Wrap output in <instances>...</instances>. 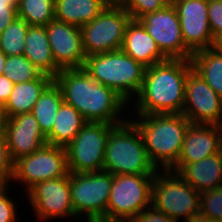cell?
<instances>
[{
  "label": "cell",
  "mask_w": 222,
  "mask_h": 222,
  "mask_svg": "<svg viewBox=\"0 0 222 222\" xmlns=\"http://www.w3.org/2000/svg\"><path fill=\"white\" fill-rule=\"evenodd\" d=\"M139 129L149 159L158 170H169L178 160L190 121L183 113L138 115Z\"/></svg>",
  "instance_id": "3"
},
{
  "label": "cell",
  "mask_w": 222,
  "mask_h": 222,
  "mask_svg": "<svg viewBox=\"0 0 222 222\" xmlns=\"http://www.w3.org/2000/svg\"><path fill=\"white\" fill-rule=\"evenodd\" d=\"M185 45L194 53L212 48L214 37L208 20V0H175Z\"/></svg>",
  "instance_id": "15"
},
{
  "label": "cell",
  "mask_w": 222,
  "mask_h": 222,
  "mask_svg": "<svg viewBox=\"0 0 222 222\" xmlns=\"http://www.w3.org/2000/svg\"><path fill=\"white\" fill-rule=\"evenodd\" d=\"M5 138L13 161L32 154L47 144L46 136L32 113H21L7 118Z\"/></svg>",
  "instance_id": "17"
},
{
  "label": "cell",
  "mask_w": 222,
  "mask_h": 222,
  "mask_svg": "<svg viewBox=\"0 0 222 222\" xmlns=\"http://www.w3.org/2000/svg\"><path fill=\"white\" fill-rule=\"evenodd\" d=\"M222 151V127L190 123L176 163L198 162Z\"/></svg>",
  "instance_id": "18"
},
{
  "label": "cell",
  "mask_w": 222,
  "mask_h": 222,
  "mask_svg": "<svg viewBox=\"0 0 222 222\" xmlns=\"http://www.w3.org/2000/svg\"><path fill=\"white\" fill-rule=\"evenodd\" d=\"M16 6L13 0H0V34L18 17Z\"/></svg>",
  "instance_id": "35"
},
{
  "label": "cell",
  "mask_w": 222,
  "mask_h": 222,
  "mask_svg": "<svg viewBox=\"0 0 222 222\" xmlns=\"http://www.w3.org/2000/svg\"><path fill=\"white\" fill-rule=\"evenodd\" d=\"M200 213L214 221H222V186L200 193Z\"/></svg>",
  "instance_id": "30"
},
{
  "label": "cell",
  "mask_w": 222,
  "mask_h": 222,
  "mask_svg": "<svg viewBox=\"0 0 222 222\" xmlns=\"http://www.w3.org/2000/svg\"><path fill=\"white\" fill-rule=\"evenodd\" d=\"M7 56L0 50V75H3Z\"/></svg>",
  "instance_id": "40"
},
{
  "label": "cell",
  "mask_w": 222,
  "mask_h": 222,
  "mask_svg": "<svg viewBox=\"0 0 222 222\" xmlns=\"http://www.w3.org/2000/svg\"><path fill=\"white\" fill-rule=\"evenodd\" d=\"M169 170L177 172L199 193L222 186V151L198 162L175 163Z\"/></svg>",
  "instance_id": "19"
},
{
  "label": "cell",
  "mask_w": 222,
  "mask_h": 222,
  "mask_svg": "<svg viewBox=\"0 0 222 222\" xmlns=\"http://www.w3.org/2000/svg\"><path fill=\"white\" fill-rule=\"evenodd\" d=\"M45 28L55 63L61 69L83 68L86 54L80 27L54 19Z\"/></svg>",
  "instance_id": "16"
},
{
  "label": "cell",
  "mask_w": 222,
  "mask_h": 222,
  "mask_svg": "<svg viewBox=\"0 0 222 222\" xmlns=\"http://www.w3.org/2000/svg\"><path fill=\"white\" fill-rule=\"evenodd\" d=\"M42 73L24 55L7 56L3 75L15 83L30 82Z\"/></svg>",
  "instance_id": "29"
},
{
  "label": "cell",
  "mask_w": 222,
  "mask_h": 222,
  "mask_svg": "<svg viewBox=\"0 0 222 222\" xmlns=\"http://www.w3.org/2000/svg\"><path fill=\"white\" fill-rule=\"evenodd\" d=\"M6 185H7V184H6L4 181L0 180V191H1Z\"/></svg>",
  "instance_id": "42"
},
{
  "label": "cell",
  "mask_w": 222,
  "mask_h": 222,
  "mask_svg": "<svg viewBox=\"0 0 222 222\" xmlns=\"http://www.w3.org/2000/svg\"><path fill=\"white\" fill-rule=\"evenodd\" d=\"M214 48L222 54V38L215 42Z\"/></svg>",
  "instance_id": "41"
},
{
  "label": "cell",
  "mask_w": 222,
  "mask_h": 222,
  "mask_svg": "<svg viewBox=\"0 0 222 222\" xmlns=\"http://www.w3.org/2000/svg\"><path fill=\"white\" fill-rule=\"evenodd\" d=\"M85 124L83 116L73 106L63 101L53 127L46 135L47 144L66 147Z\"/></svg>",
  "instance_id": "24"
},
{
  "label": "cell",
  "mask_w": 222,
  "mask_h": 222,
  "mask_svg": "<svg viewBox=\"0 0 222 222\" xmlns=\"http://www.w3.org/2000/svg\"><path fill=\"white\" fill-rule=\"evenodd\" d=\"M53 80L51 76L42 73L30 82L15 83L8 101L1 108L5 116L9 118L21 113H31L41 93Z\"/></svg>",
  "instance_id": "22"
},
{
  "label": "cell",
  "mask_w": 222,
  "mask_h": 222,
  "mask_svg": "<svg viewBox=\"0 0 222 222\" xmlns=\"http://www.w3.org/2000/svg\"><path fill=\"white\" fill-rule=\"evenodd\" d=\"M83 69L130 103L142 88L146 67L122 50H116L86 57Z\"/></svg>",
  "instance_id": "5"
},
{
  "label": "cell",
  "mask_w": 222,
  "mask_h": 222,
  "mask_svg": "<svg viewBox=\"0 0 222 222\" xmlns=\"http://www.w3.org/2000/svg\"><path fill=\"white\" fill-rule=\"evenodd\" d=\"M191 62L193 69L222 98V54L214 47L197 50Z\"/></svg>",
  "instance_id": "25"
},
{
  "label": "cell",
  "mask_w": 222,
  "mask_h": 222,
  "mask_svg": "<svg viewBox=\"0 0 222 222\" xmlns=\"http://www.w3.org/2000/svg\"><path fill=\"white\" fill-rule=\"evenodd\" d=\"M25 40L23 55L54 79L62 69L55 63L45 26H29Z\"/></svg>",
  "instance_id": "21"
},
{
  "label": "cell",
  "mask_w": 222,
  "mask_h": 222,
  "mask_svg": "<svg viewBox=\"0 0 222 222\" xmlns=\"http://www.w3.org/2000/svg\"><path fill=\"white\" fill-rule=\"evenodd\" d=\"M118 3L130 14L132 20H139L169 4L167 0H119Z\"/></svg>",
  "instance_id": "31"
},
{
  "label": "cell",
  "mask_w": 222,
  "mask_h": 222,
  "mask_svg": "<svg viewBox=\"0 0 222 222\" xmlns=\"http://www.w3.org/2000/svg\"><path fill=\"white\" fill-rule=\"evenodd\" d=\"M182 113L191 123L222 125V98L193 68L185 83Z\"/></svg>",
  "instance_id": "14"
},
{
  "label": "cell",
  "mask_w": 222,
  "mask_h": 222,
  "mask_svg": "<svg viewBox=\"0 0 222 222\" xmlns=\"http://www.w3.org/2000/svg\"><path fill=\"white\" fill-rule=\"evenodd\" d=\"M130 20V14L118 2H110L98 17L81 26L86 57L121 50Z\"/></svg>",
  "instance_id": "9"
},
{
  "label": "cell",
  "mask_w": 222,
  "mask_h": 222,
  "mask_svg": "<svg viewBox=\"0 0 222 222\" xmlns=\"http://www.w3.org/2000/svg\"><path fill=\"white\" fill-rule=\"evenodd\" d=\"M9 187L6 185L0 191V222H17V208L16 202H13L12 199L8 197Z\"/></svg>",
  "instance_id": "34"
},
{
  "label": "cell",
  "mask_w": 222,
  "mask_h": 222,
  "mask_svg": "<svg viewBox=\"0 0 222 222\" xmlns=\"http://www.w3.org/2000/svg\"><path fill=\"white\" fill-rule=\"evenodd\" d=\"M16 4L20 1V0H13Z\"/></svg>",
  "instance_id": "45"
},
{
  "label": "cell",
  "mask_w": 222,
  "mask_h": 222,
  "mask_svg": "<svg viewBox=\"0 0 222 222\" xmlns=\"http://www.w3.org/2000/svg\"><path fill=\"white\" fill-rule=\"evenodd\" d=\"M186 222H217L212 220L210 217L201 214L200 212L196 215H193L188 221Z\"/></svg>",
  "instance_id": "38"
},
{
  "label": "cell",
  "mask_w": 222,
  "mask_h": 222,
  "mask_svg": "<svg viewBox=\"0 0 222 222\" xmlns=\"http://www.w3.org/2000/svg\"><path fill=\"white\" fill-rule=\"evenodd\" d=\"M110 2H118L119 0H109Z\"/></svg>",
  "instance_id": "43"
},
{
  "label": "cell",
  "mask_w": 222,
  "mask_h": 222,
  "mask_svg": "<svg viewBox=\"0 0 222 222\" xmlns=\"http://www.w3.org/2000/svg\"><path fill=\"white\" fill-rule=\"evenodd\" d=\"M151 206L177 222H186L200 212V193L177 172L161 169L151 186Z\"/></svg>",
  "instance_id": "6"
},
{
  "label": "cell",
  "mask_w": 222,
  "mask_h": 222,
  "mask_svg": "<svg viewBox=\"0 0 222 222\" xmlns=\"http://www.w3.org/2000/svg\"><path fill=\"white\" fill-rule=\"evenodd\" d=\"M55 0H20L18 17L30 26H46L55 19Z\"/></svg>",
  "instance_id": "27"
},
{
  "label": "cell",
  "mask_w": 222,
  "mask_h": 222,
  "mask_svg": "<svg viewBox=\"0 0 222 222\" xmlns=\"http://www.w3.org/2000/svg\"><path fill=\"white\" fill-rule=\"evenodd\" d=\"M63 102L60 87L53 80L41 93L31 113L37 119L42 133L46 136L52 129L59 107Z\"/></svg>",
  "instance_id": "26"
},
{
  "label": "cell",
  "mask_w": 222,
  "mask_h": 222,
  "mask_svg": "<svg viewBox=\"0 0 222 222\" xmlns=\"http://www.w3.org/2000/svg\"><path fill=\"white\" fill-rule=\"evenodd\" d=\"M155 175H113L107 206L108 222H131L151 206V186Z\"/></svg>",
  "instance_id": "8"
},
{
  "label": "cell",
  "mask_w": 222,
  "mask_h": 222,
  "mask_svg": "<svg viewBox=\"0 0 222 222\" xmlns=\"http://www.w3.org/2000/svg\"><path fill=\"white\" fill-rule=\"evenodd\" d=\"M54 81L62 91L63 101L73 106L86 122L118 125L126 121L121 112L128 103L83 68L62 69Z\"/></svg>",
  "instance_id": "1"
},
{
  "label": "cell",
  "mask_w": 222,
  "mask_h": 222,
  "mask_svg": "<svg viewBox=\"0 0 222 222\" xmlns=\"http://www.w3.org/2000/svg\"><path fill=\"white\" fill-rule=\"evenodd\" d=\"M103 170L112 175L157 173L158 169L149 159L139 129L131 119L110 129Z\"/></svg>",
  "instance_id": "4"
},
{
  "label": "cell",
  "mask_w": 222,
  "mask_h": 222,
  "mask_svg": "<svg viewBox=\"0 0 222 222\" xmlns=\"http://www.w3.org/2000/svg\"><path fill=\"white\" fill-rule=\"evenodd\" d=\"M109 3V0H55V20L81 27L98 17Z\"/></svg>",
  "instance_id": "23"
},
{
  "label": "cell",
  "mask_w": 222,
  "mask_h": 222,
  "mask_svg": "<svg viewBox=\"0 0 222 222\" xmlns=\"http://www.w3.org/2000/svg\"><path fill=\"white\" fill-rule=\"evenodd\" d=\"M121 50L146 68L167 60L138 20L127 24Z\"/></svg>",
  "instance_id": "20"
},
{
  "label": "cell",
  "mask_w": 222,
  "mask_h": 222,
  "mask_svg": "<svg viewBox=\"0 0 222 222\" xmlns=\"http://www.w3.org/2000/svg\"><path fill=\"white\" fill-rule=\"evenodd\" d=\"M208 20L216 42L222 38V0H208Z\"/></svg>",
  "instance_id": "32"
},
{
  "label": "cell",
  "mask_w": 222,
  "mask_h": 222,
  "mask_svg": "<svg viewBox=\"0 0 222 222\" xmlns=\"http://www.w3.org/2000/svg\"><path fill=\"white\" fill-rule=\"evenodd\" d=\"M13 173L14 161L10 157L6 138H0V180L9 185Z\"/></svg>",
  "instance_id": "33"
},
{
  "label": "cell",
  "mask_w": 222,
  "mask_h": 222,
  "mask_svg": "<svg viewBox=\"0 0 222 222\" xmlns=\"http://www.w3.org/2000/svg\"><path fill=\"white\" fill-rule=\"evenodd\" d=\"M112 183L113 175L105 170L70 173L71 203L77 221L82 215H86V222L107 221Z\"/></svg>",
  "instance_id": "7"
},
{
  "label": "cell",
  "mask_w": 222,
  "mask_h": 222,
  "mask_svg": "<svg viewBox=\"0 0 222 222\" xmlns=\"http://www.w3.org/2000/svg\"><path fill=\"white\" fill-rule=\"evenodd\" d=\"M131 222H177L152 206L144 209Z\"/></svg>",
  "instance_id": "36"
},
{
  "label": "cell",
  "mask_w": 222,
  "mask_h": 222,
  "mask_svg": "<svg viewBox=\"0 0 222 222\" xmlns=\"http://www.w3.org/2000/svg\"><path fill=\"white\" fill-rule=\"evenodd\" d=\"M169 3H173L175 0H167Z\"/></svg>",
  "instance_id": "44"
},
{
  "label": "cell",
  "mask_w": 222,
  "mask_h": 222,
  "mask_svg": "<svg viewBox=\"0 0 222 222\" xmlns=\"http://www.w3.org/2000/svg\"><path fill=\"white\" fill-rule=\"evenodd\" d=\"M109 123L86 122L65 147L69 173H91L104 169Z\"/></svg>",
  "instance_id": "10"
},
{
  "label": "cell",
  "mask_w": 222,
  "mask_h": 222,
  "mask_svg": "<svg viewBox=\"0 0 222 222\" xmlns=\"http://www.w3.org/2000/svg\"><path fill=\"white\" fill-rule=\"evenodd\" d=\"M138 21L167 59L191 60L193 52L184 43L178 12L172 3Z\"/></svg>",
  "instance_id": "12"
},
{
  "label": "cell",
  "mask_w": 222,
  "mask_h": 222,
  "mask_svg": "<svg viewBox=\"0 0 222 222\" xmlns=\"http://www.w3.org/2000/svg\"><path fill=\"white\" fill-rule=\"evenodd\" d=\"M193 68L191 60L167 59L146 68L137 101V115L182 113L185 83Z\"/></svg>",
  "instance_id": "2"
},
{
  "label": "cell",
  "mask_w": 222,
  "mask_h": 222,
  "mask_svg": "<svg viewBox=\"0 0 222 222\" xmlns=\"http://www.w3.org/2000/svg\"><path fill=\"white\" fill-rule=\"evenodd\" d=\"M27 199L40 221L53 218H76L71 203L70 173L37 183L27 193Z\"/></svg>",
  "instance_id": "13"
},
{
  "label": "cell",
  "mask_w": 222,
  "mask_h": 222,
  "mask_svg": "<svg viewBox=\"0 0 222 222\" xmlns=\"http://www.w3.org/2000/svg\"><path fill=\"white\" fill-rule=\"evenodd\" d=\"M7 117L5 116L2 109H0V138H5V127Z\"/></svg>",
  "instance_id": "39"
},
{
  "label": "cell",
  "mask_w": 222,
  "mask_h": 222,
  "mask_svg": "<svg viewBox=\"0 0 222 222\" xmlns=\"http://www.w3.org/2000/svg\"><path fill=\"white\" fill-rule=\"evenodd\" d=\"M14 83L9 80L5 75H0V106L3 107L8 101L11 91L13 90Z\"/></svg>",
  "instance_id": "37"
},
{
  "label": "cell",
  "mask_w": 222,
  "mask_h": 222,
  "mask_svg": "<svg viewBox=\"0 0 222 222\" xmlns=\"http://www.w3.org/2000/svg\"><path fill=\"white\" fill-rule=\"evenodd\" d=\"M68 173L65 147L45 144L32 154L14 161L15 182L25 185L26 193L37 183L56 179Z\"/></svg>",
  "instance_id": "11"
},
{
  "label": "cell",
  "mask_w": 222,
  "mask_h": 222,
  "mask_svg": "<svg viewBox=\"0 0 222 222\" xmlns=\"http://www.w3.org/2000/svg\"><path fill=\"white\" fill-rule=\"evenodd\" d=\"M29 26L17 17L0 34V50L6 56L23 55Z\"/></svg>",
  "instance_id": "28"
}]
</instances>
